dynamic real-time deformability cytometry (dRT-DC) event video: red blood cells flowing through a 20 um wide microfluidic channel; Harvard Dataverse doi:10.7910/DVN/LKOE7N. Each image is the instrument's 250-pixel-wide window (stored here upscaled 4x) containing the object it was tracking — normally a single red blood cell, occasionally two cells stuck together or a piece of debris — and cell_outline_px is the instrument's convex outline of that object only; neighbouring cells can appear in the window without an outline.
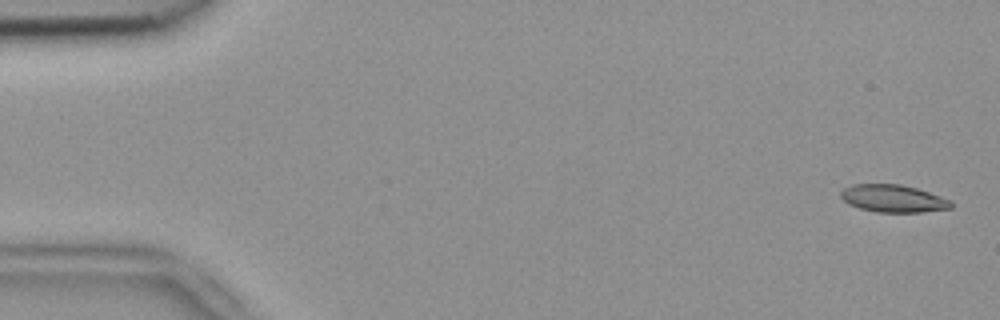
{"species": "common noctule bat (a hibernating species)", "species_latin": "Nyctalus noctula", "temperature_condition": "room temperature", "stored_images_in_passage": 6, "segment_of_instrument_passage": [1, 2], "camera_frame_rate_fps": 3000, "um_per_image_px": 0.085, "animal": {"sex": "female", "body_mass_g": 18.4}, "frame": {"image": 1, "passage_image": 1, "time_ms": 0.0, "image_size_px": [1000, 320], "cell_outline_px": [[952, 208], [920, 212], [876, 212], [860, 208], [848, 204], [840, 196], [840, 192], [844, 188], [852, 184], [900, 184], [916, 188], [940, 196], [948, 200], [952, 204]], "centroid_in_image_um": [75.88, 16.87], "position_along_channel_um": 9.1, "area_um2": 17.51}}